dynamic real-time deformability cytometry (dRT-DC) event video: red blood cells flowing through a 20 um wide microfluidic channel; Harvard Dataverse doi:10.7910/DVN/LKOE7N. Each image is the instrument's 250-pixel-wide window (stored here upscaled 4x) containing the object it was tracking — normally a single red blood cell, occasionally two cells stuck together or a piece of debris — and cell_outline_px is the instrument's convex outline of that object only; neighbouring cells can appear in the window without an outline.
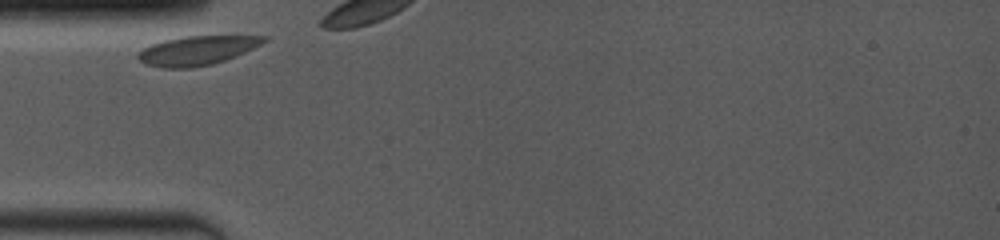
{"species": "common noctule bat (a hibernating species)", "species_latin": "Nyctalus noctula", "temperature_condition": "room temperature", "stored_images_in_passage": 6, "camera_frame_rate_fps": 4000, "um_per_image_px": 0.085, "animal": {"sex": "female", "body_mass_g": 19.0, "forearm_length_mm": 53.3}, "frame": {"image": 1, "passage_image": 1, "time_ms": 0.0, "image_size_px": [1000, 240], "cell_outline_px": [[268, 40], [236, 56], [212, 64], [188, 68], [160, 68], [148, 64], [140, 60], [136, 56], [144, 48], [152, 44], [164, 40], [184, 36], [268, 36]], "centroid_in_image_um": [16.74, 4.29], "position_along_channel_um": 68.3, "area_um2": 21.04}}